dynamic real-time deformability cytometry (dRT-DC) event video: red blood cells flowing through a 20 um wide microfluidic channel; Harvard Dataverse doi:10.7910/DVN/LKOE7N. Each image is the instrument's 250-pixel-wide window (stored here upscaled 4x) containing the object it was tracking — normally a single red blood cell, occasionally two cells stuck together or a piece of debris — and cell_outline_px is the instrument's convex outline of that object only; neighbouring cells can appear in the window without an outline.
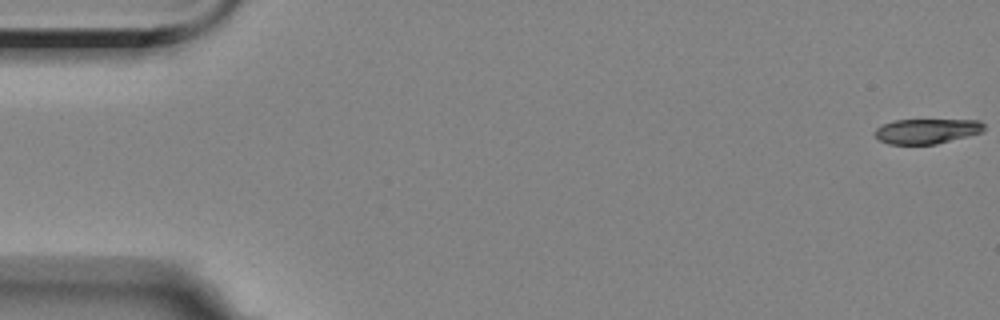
{"species": "Egyptian fruit bat (a non-hibernating species)", "species_latin": "Rousettus aegyptiacus", "temperature_condition": "room temperature", "stored_images_in_passage": 5, "segment_of_instrument_passage": [2, 2], "camera_frame_rate_fps": 3000, "um_per_image_px": 0.085, "animal": {"sex": "female"}, "frame": {"image": 1, "passage_image": 5, "time_ms": 4.667, "image_size_px": [1000, 320], "cell_outline_px": [[984, 132], [936, 144], [888, 144], [880, 140], [876, 136], [876, 128], [884, 124], [896, 120], [980, 120], [984, 124]], "centroid_in_image_um": [78.82, 11.15], "position_along_channel_um": 6.2, "area_um2": 15.78}}